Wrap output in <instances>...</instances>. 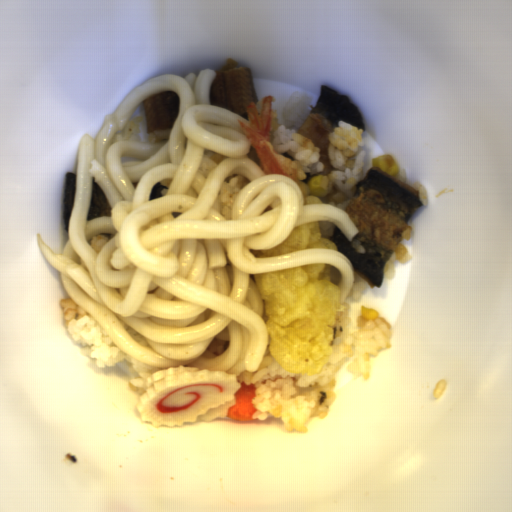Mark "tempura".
Masks as SVG:
<instances>
[{"label":"tempura","mask_w":512,"mask_h":512,"mask_svg":"<svg viewBox=\"0 0 512 512\" xmlns=\"http://www.w3.org/2000/svg\"><path fill=\"white\" fill-rule=\"evenodd\" d=\"M321 236L319 221L311 222L294 227L287 238L273 248L266 250L249 249V251L256 258H272L310 248H331L338 252L337 244Z\"/></svg>","instance_id":"obj_3"},{"label":"tempura","mask_w":512,"mask_h":512,"mask_svg":"<svg viewBox=\"0 0 512 512\" xmlns=\"http://www.w3.org/2000/svg\"><path fill=\"white\" fill-rule=\"evenodd\" d=\"M263 302L270 355L285 370L313 376L328 363L342 295L332 267L312 264L253 274Z\"/></svg>","instance_id":"obj_1"},{"label":"tempura","mask_w":512,"mask_h":512,"mask_svg":"<svg viewBox=\"0 0 512 512\" xmlns=\"http://www.w3.org/2000/svg\"><path fill=\"white\" fill-rule=\"evenodd\" d=\"M272 95L263 96L258 106L252 100L247 106L248 124L238 120L244 136L256 150L261 170L267 174H282L300 185V181L307 179L303 166L297 160H291L275 151L272 145V136L278 126L277 111L273 109Z\"/></svg>","instance_id":"obj_2"}]
</instances>
